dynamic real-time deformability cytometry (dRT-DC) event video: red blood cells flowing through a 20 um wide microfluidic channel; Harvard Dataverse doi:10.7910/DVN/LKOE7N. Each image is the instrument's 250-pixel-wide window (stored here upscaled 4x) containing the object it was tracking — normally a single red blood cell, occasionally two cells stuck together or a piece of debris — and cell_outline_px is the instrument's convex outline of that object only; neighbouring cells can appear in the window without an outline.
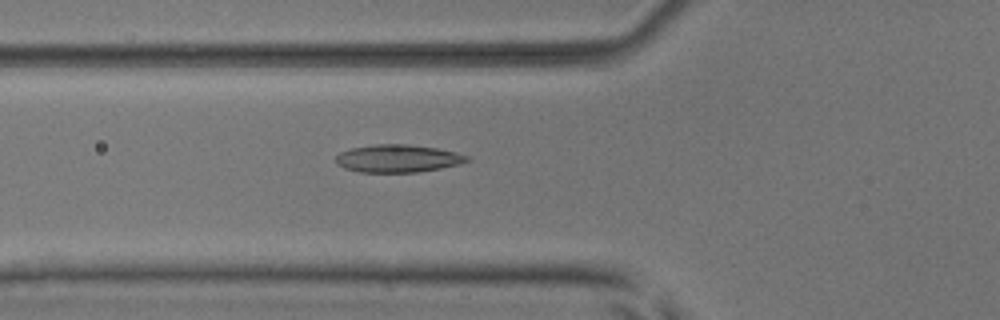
{"species": "common noctule bat (a hibernating species)", "species_latin": "Nyctalus noctula", "temperature_condition": "room temperature", "stored_images_in_passage": 53, "camera_frame_rate_fps": 3000, "um_per_image_px": 0.085, "animal": {"sex": "male", "body_mass_g": 17.9, "forearm_length_mm": 54.2}, "frame": {"image": 1, "passage_image": 20, "time_ms": 6.333, "image_size_px": [1000, 320], "cell_outline_px": [[472, 160], [460, 164], [420, 172], [360, 172], [344, 168], [336, 164], [336, 156], [340, 152], [352, 148], [376, 144], [408, 144], [436, 148], [456, 152], [468, 156]], "centroid_in_image_um": [33.83, 13.47], "position_along_channel_um": 92.0, "area_um2": 21.21}}
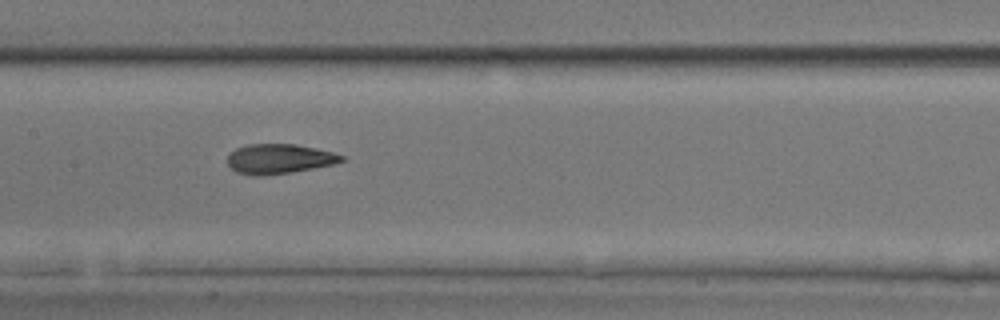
{"frame": {"image": 2, "passage_image": 27, "time_ms": 8.667, "image_size_px": [1000, 320], "cell_outline_px": [[344, 160], [332, 164], [312, 168], [288, 172], [256, 176], [236, 172], [228, 164], [228, 156], [236, 148], [248, 144], [296, 144], [316, 148], [332, 152], [344, 156]], "centroid_in_image_um": [23.71, 13.49], "position_along_channel_um": 183.7, "area_um2": 19.42}}
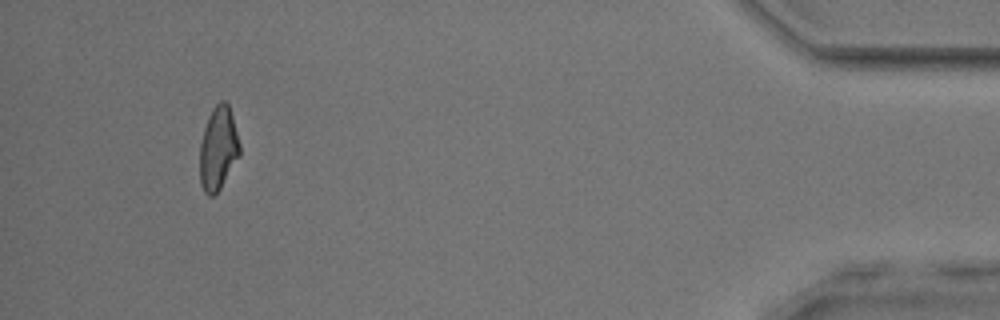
{"frame": {"image": 3, "passage_image": 50, "time_ms": 16.333, "image_size_px": [1000, 320], "cell_outline_px": [[240, 152], [220, 188], [212, 196], [208, 196], [204, 192], [200, 184], [200, 144], [204, 128], [208, 116], [212, 108], [220, 100], [224, 100], [228, 104], [232, 116], [240, 144]], "centroid_in_image_um": [18.52, 12.59], "position_along_channel_um": 416.7, "area_um2": 19.13}, "authors_computed_cell_mechanics": {"area_um2": 20.1722, "velocity_mm_per_s": 3.915, "shape_relaxation_time_tau1_ms": 6.0944, "shape_relaxation_time_tau2_ms": 1.6587, "deformation_change_tau1": 0.1595, "deformation_change_tau2": 0.0876}}